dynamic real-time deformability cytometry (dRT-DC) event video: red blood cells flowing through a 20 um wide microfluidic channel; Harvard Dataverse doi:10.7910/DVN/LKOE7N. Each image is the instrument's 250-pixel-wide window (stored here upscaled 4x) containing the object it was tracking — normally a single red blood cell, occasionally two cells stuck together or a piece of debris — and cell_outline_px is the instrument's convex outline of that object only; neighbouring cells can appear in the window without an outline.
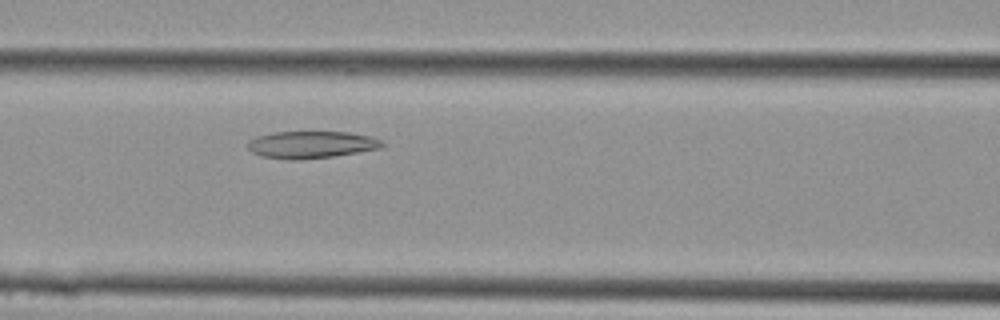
{"species": "Egyptian fruit bat (a non-hibernating species)", "species_latin": "Rousettus aegyptiacus", "temperature_condition": "cold", "stored_images_in_passage": 10, "camera_frame_rate_fps": 3000, "um_per_image_px": 0.085, "animal": {"sex": "female"}, "frame": {"image": 1, "passage_image": 10, "time_ms": 3.0, "image_size_px": [1000, 320], "cell_outline_px": [[388, 144], [380, 148], [332, 156], [300, 160], [288, 160], [260, 156], [252, 152], [248, 148], [248, 140], [256, 136], [276, 132], [348, 132], [372, 136]], "centroid_in_image_um": [26.45, 12.29], "position_along_channel_um": 140.2, "area_um2": 21.33}}